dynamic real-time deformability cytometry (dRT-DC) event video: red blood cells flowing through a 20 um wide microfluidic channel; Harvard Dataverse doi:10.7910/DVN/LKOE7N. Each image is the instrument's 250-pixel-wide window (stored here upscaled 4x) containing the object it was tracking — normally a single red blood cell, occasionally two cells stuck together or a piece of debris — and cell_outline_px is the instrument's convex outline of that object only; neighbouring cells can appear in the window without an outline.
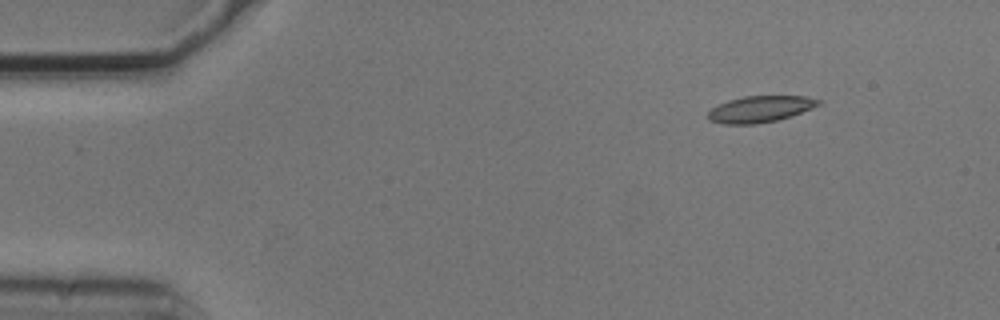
{"species": "common noctule bat (a hibernating species)", "species_latin": "Nyctalus noctula", "temperature_condition": "cold", "stored_images_in_passage": 3, "camera_frame_rate_fps": 3000, "um_per_image_px": 0.085, "animal": {"sex": "male", "body_mass_g": 20.5, "forearm_length_mm": 52.5}, "frame": {"image": 1, "passage_image": 1, "time_ms": 0.0, "image_size_px": [1000, 320], "cell_outline_px": [[824, 100], [820, 104], [812, 108], [776, 120], [756, 124], [724, 124], [708, 120], [708, 112], [716, 104], [728, 100], [744, 96], [804, 96]], "centroid_in_image_um": [64.58, 9.26], "position_along_channel_um": 20.4, "area_um2": 16.94}}
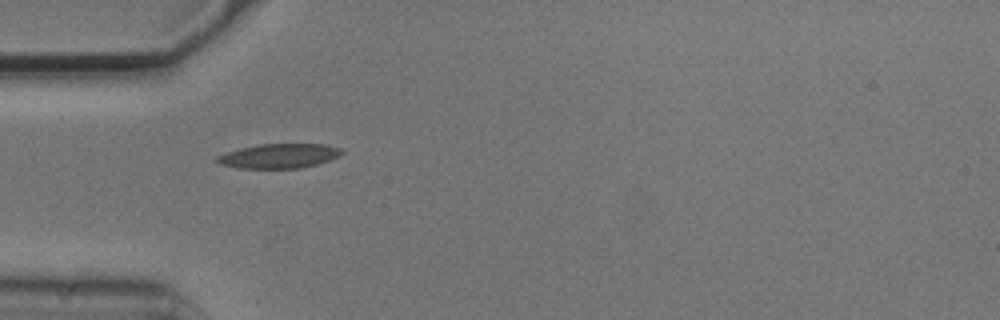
{"frame": {"image": 2, "passage_image": 3, "time_ms": 0.667, "image_size_px": [1000, 320], "cell_outline_px": [[344, 152], [340, 156], [316, 164], [300, 168], [240, 168], [220, 164], [216, 160], [216, 156], [240, 148], [260, 144], [328, 144], [340, 148]], "centroid_in_image_um": [23.75, 13.25], "position_along_channel_um": 61.3, "area_um2": 17.69}}